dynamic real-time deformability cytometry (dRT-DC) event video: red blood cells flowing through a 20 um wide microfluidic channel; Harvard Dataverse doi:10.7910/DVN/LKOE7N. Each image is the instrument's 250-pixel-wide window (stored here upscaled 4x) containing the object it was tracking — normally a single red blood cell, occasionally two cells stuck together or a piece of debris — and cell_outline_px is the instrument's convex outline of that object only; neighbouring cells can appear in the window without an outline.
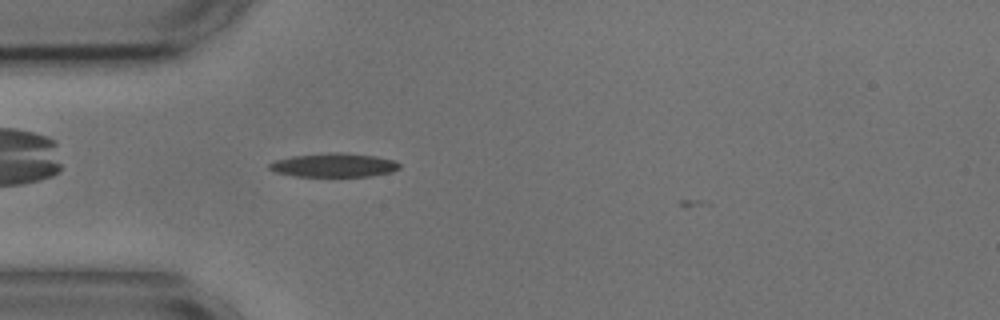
{"species": "common noctule bat (a hibernating species)", "species_latin": "Nyctalus noctula", "temperature_condition": "cold", "stored_images_in_passage": 3, "camera_frame_rate_fps": 3000, "um_per_image_px": 0.085, "animal": {"sex": "male", "body_mass_g": 17.9, "forearm_length_mm": 54.2}, "frame": {"image": 1, "passage_image": 2, "time_ms": 0.333, "image_size_px": [1000, 320], "cell_outline_px": [[400, 168], [392, 172], [368, 176], [296, 176], [276, 172], [268, 168], [268, 164], [276, 160], [292, 156], [328, 152], [344, 152], [376, 156], [396, 160], [400, 164]], "centroid_in_image_um": [28.41, 14.02], "position_along_channel_um": 56.6, "area_um2": 18.15}}